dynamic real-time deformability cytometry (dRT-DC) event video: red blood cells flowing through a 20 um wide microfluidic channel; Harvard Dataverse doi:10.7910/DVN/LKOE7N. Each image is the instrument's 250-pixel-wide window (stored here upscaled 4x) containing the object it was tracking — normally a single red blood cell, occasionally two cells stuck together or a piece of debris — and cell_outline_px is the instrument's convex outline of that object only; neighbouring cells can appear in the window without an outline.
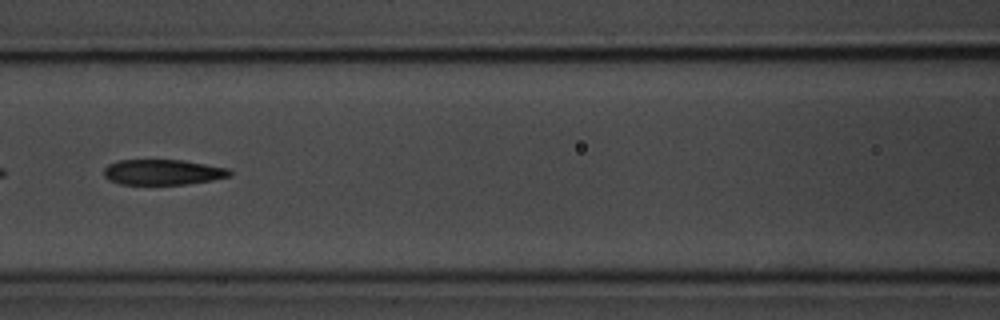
{"species": "common noctule bat (a hibernating species)", "species_latin": "Nyctalus noctula", "temperature_condition": "room temperature", "stored_images_in_passage": 6, "camera_frame_rate_fps": 3000, "um_per_image_px": 0.085, "animal": {"sex": "male", "body_mass_g": 20.1, "forearm_length_mm": 53.5}, "frame": {"image": 1, "passage_image": 3, "time_ms": 2.333, "image_size_px": [1000, 320], "cell_outline_px": [[232, 176], [212, 180], [188, 184], [120, 184], [108, 180], [104, 176], [104, 168], [108, 164], [120, 160], [184, 160], [228, 168], [232, 172]], "centroid_in_image_um": [13.85, 14.63], "position_along_channel_um": 152.8, "area_um2": 18.73}}
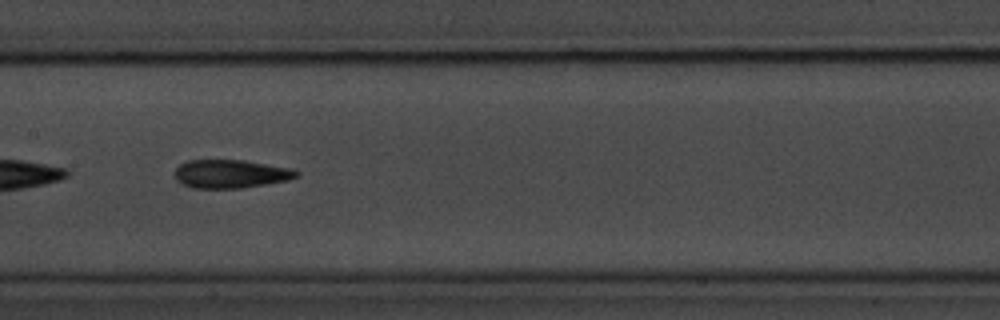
{"frame": {"image": 2, "passage_image": 4, "time_ms": 3.333, "image_size_px": [1000, 320], "cell_outline_px": [[300, 172], [296, 176], [288, 180], [240, 188], [192, 188], [176, 180], [176, 168], [180, 164], [188, 160], [244, 160], [288, 168]], "centroid_in_image_um": [19.57, 14.78], "position_along_channel_um": 187.8, "area_um2": 19.83}}
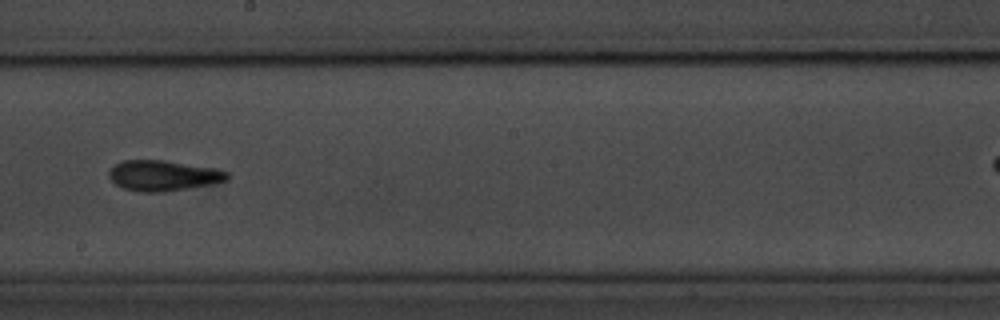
{"frame": {"image": 3, "passage_image": 5, "time_ms": 4.667, "image_size_px": [1000, 320], "cell_outline_px": [[228, 180], [208, 184], [164, 192], [140, 192], [124, 188], [116, 184], [108, 176], [108, 172], [116, 164], [124, 160], [164, 160], [212, 168], [228, 172]], "centroid_in_image_um": [13.83, 14.92], "position_along_channel_um": 234.4, "area_um2": 20.63}}